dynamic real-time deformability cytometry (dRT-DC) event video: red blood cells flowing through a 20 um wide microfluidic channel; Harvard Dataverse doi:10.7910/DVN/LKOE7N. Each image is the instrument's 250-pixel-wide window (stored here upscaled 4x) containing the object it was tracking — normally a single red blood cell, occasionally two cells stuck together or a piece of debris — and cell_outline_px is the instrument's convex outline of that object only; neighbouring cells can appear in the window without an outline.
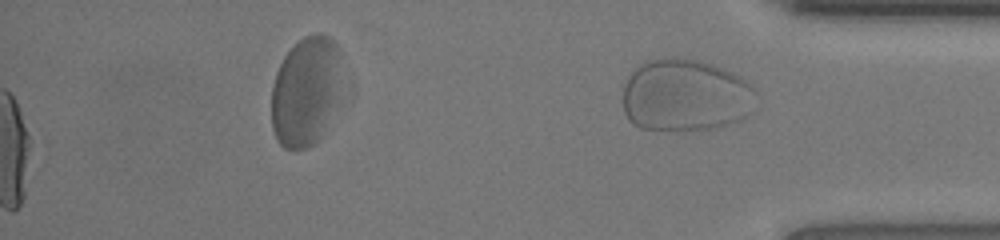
{"species": "human", "species_latin": "Homo sapiens", "temperature_condition": "room temperature", "stored_images_in_passage": 52, "segment_of_instrument_passage": [2, 2], "camera_frame_rate_fps": 3000, "um_per_image_px": 0.085, "donor": {"sex": "female"}, "frame": {"image": 1, "passage_image": 52, "time_ms": 17.0, "image_size_px": [1000, 240], "cell_outline_px": [[756, 92], [744, 116], [728, 124], [716, 128], [680, 132], [676, 132], [640, 128], [632, 124], [624, 112], [624, 84], [628, 76], [644, 60], [676, 56], [696, 60], [712, 64], [732, 72], [740, 76]], "centroid_in_image_um": [58.17, 8.11], "position_along_channel_um": 377.0, "area_um2": 56.41}}